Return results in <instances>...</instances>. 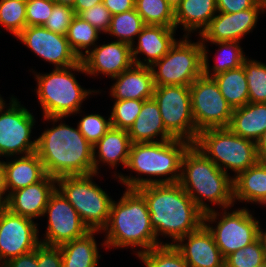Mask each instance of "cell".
Here are the masks:
<instances>
[{
  "label": "cell",
  "mask_w": 266,
  "mask_h": 267,
  "mask_svg": "<svg viewBox=\"0 0 266 267\" xmlns=\"http://www.w3.org/2000/svg\"><path fill=\"white\" fill-rule=\"evenodd\" d=\"M145 199L150 222L157 240L170 237L174 245L179 239L203 224L204 213L179 183L151 184L136 189Z\"/></svg>",
  "instance_id": "6da1fadb"
},
{
  "label": "cell",
  "mask_w": 266,
  "mask_h": 267,
  "mask_svg": "<svg viewBox=\"0 0 266 267\" xmlns=\"http://www.w3.org/2000/svg\"><path fill=\"white\" fill-rule=\"evenodd\" d=\"M53 122L37 139L36 153L43 163L47 175L63 176L88 175L94 173L93 146L79 131L65 122L54 124L63 117H43Z\"/></svg>",
  "instance_id": "7a4b0ae2"
},
{
  "label": "cell",
  "mask_w": 266,
  "mask_h": 267,
  "mask_svg": "<svg viewBox=\"0 0 266 267\" xmlns=\"http://www.w3.org/2000/svg\"><path fill=\"white\" fill-rule=\"evenodd\" d=\"M104 232L107 234L102 247L140 248L134 251L135 255L160 245H168V242L157 240L147 203L136 189H126L118 202L113 200Z\"/></svg>",
  "instance_id": "3957f363"
},
{
  "label": "cell",
  "mask_w": 266,
  "mask_h": 267,
  "mask_svg": "<svg viewBox=\"0 0 266 267\" xmlns=\"http://www.w3.org/2000/svg\"><path fill=\"white\" fill-rule=\"evenodd\" d=\"M190 145L189 141L177 138L168 141L132 143L126 168L138 173L137 177L121 173L114 176L119 179L118 182L125 185L126 189H137L151 184L179 183L182 157ZM142 174L147 178H143ZM150 176H160V178L152 179Z\"/></svg>",
  "instance_id": "277c9868"
},
{
  "label": "cell",
  "mask_w": 266,
  "mask_h": 267,
  "mask_svg": "<svg viewBox=\"0 0 266 267\" xmlns=\"http://www.w3.org/2000/svg\"><path fill=\"white\" fill-rule=\"evenodd\" d=\"M179 184L204 214L213 210L205 199L221 209L235 204L233 178L193 144L183 154Z\"/></svg>",
  "instance_id": "5b68a950"
},
{
  "label": "cell",
  "mask_w": 266,
  "mask_h": 267,
  "mask_svg": "<svg viewBox=\"0 0 266 267\" xmlns=\"http://www.w3.org/2000/svg\"><path fill=\"white\" fill-rule=\"evenodd\" d=\"M72 71L86 75L84 65L80 61L76 65L65 68H54L51 73L34 72L37 80L36 94L43 110V117H70L80 114L81 105L89 95L101 93L85 89Z\"/></svg>",
  "instance_id": "8992f818"
},
{
  "label": "cell",
  "mask_w": 266,
  "mask_h": 267,
  "mask_svg": "<svg viewBox=\"0 0 266 267\" xmlns=\"http://www.w3.org/2000/svg\"><path fill=\"white\" fill-rule=\"evenodd\" d=\"M193 145L219 169L236 177L240 172L256 164V143L234 134L228 127L206 129L198 133Z\"/></svg>",
  "instance_id": "52a82bcc"
},
{
  "label": "cell",
  "mask_w": 266,
  "mask_h": 267,
  "mask_svg": "<svg viewBox=\"0 0 266 267\" xmlns=\"http://www.w3.org/2000/svg\"><path fill=\"white\" fill-rule=\"evenodd\" d=\"M99 174L63 176L56 179V189L69 201L90 231L106 227L113 199L93 181Z\"/></svg>",
  "instance_id": "ba28073f"
},
{
  "label": "cell",
  "mask_w": 266,
  "mask_h": 267,
  "mask_svg": "<svg viewBox=\"0 0 266 267\" xmlns=\"http://www.w3.org/2000/svg\"><path fill=\"white\" fill-rule=\"evenodd\" d=\"M190 36L177 40L169 52L150 68L155 86H190L203 74V48L199 38L193 42Z\"/></svg>",
  "instance_id": "9c48e42d"
},
{
  "label": "cell",
  "mask_w": 266,
  "mask_h": 267,
  "mask_svg": "<svg viewBox=\"0 0 266 267\" xmlns=\"http://www.w3.org/2000/svg\"><path fill=\"white\" fill-rule=\"evenodd\" d=\"M227 209L229 210L224 208L223 213L213 209L205 213L203 218V224L212 234L224 258L256 241L261 225L260 220L256 219L247 207L235 209L231 213ZM213 222H217L216 228L210 225Z\"/></svg>",
  "instance_id": "30bf717a"
},
{
  "label": "cell",
  "mask_w": 266,
  "mask_h": 267,
  "mask_svg": "<svg viewBox=\"0 0 266 267\" xmlns=\"http://www.w3.org/2000/svg\"><path fill=\"white\" fill-rule=\"evenodd\" d=\"M9 102V106L4 99L0 103V157L32 154L37 148V139L31 141L36 122L33 113L14 96Z\"/></svg>",
  "instance_id": "8fae6325"
},
{
  "label": "cell",
  "mask_w": 266,
  "mask_h": 267,
  "mask_svg": "<svg viewBox=\"0 0 266 267\" xmlns=\"http://www.w3.org/2000/svg\"><path fill=\"white\" fill-rule=\"evenodd\" d=\"M189 87L197 132L229 127L234 109L221 94L214 78L202 74Z\"/></svg>",
  "instance_id": "7c38bea8"
},
{
  "label": "cell",
  "mask_w": 266,
  "mask_h": 267,
  "mask_svg": "<svg viewBox=\"0 0 266 267\" xmlns=\"http://www.w3.org/2000/svg\"><path fill=\"white\" fill-rule=\"evenodd\" d=\"M153 98L158 103L166 130L177 139L193 144L198 132L191 110L189 86H155Z\"/></svg>",
  "instance_id": "4fadbf2b"
},
{
  "label": "cell",
  "mask_w": 266,
  "mask_h": 267,
  "mask_svg": "<svg viewBox=\"0 0 266 267\" xmlns=\"http://www.w3.org/2000/svg\"><path fill=\"white\" fill-rule=\"evenodd\" d=\"M43 216L48 218L44 239H40L45 245L60 246L90 231L78 212L57 189L50 195Z\"/></svg>",
  "instance_id": "5bb4252c"
},
{
  "label": "cell",
  "mask_w": 266,
  "mask_h": 267,
  "mask_svg": "<svg viewBox=\"0 0 266 267\" xmlns=\"http://www.w3.org/2000/svg\"><path fill=\"white\" fill-rule=\"evenodd\" d=\"M37 225L33 219L13 214L0 204V267L36 249L41 243Z\"/></svg>",
  "instance_id": "9a60e30c"
},
{
  "label": "cell",
  "mask_w": 266,
  "mask_h": 267,
  "mask_svg": "<svg viewBox=\"0 0 266 267\" xmlns=\"http://www.w3.org/2000/svg\"><path fill=\"white\" fill-rule=\"evenodd\" d=\"M16 38L37 56L54 64V68L69 67L81 61L66 36L49 31L44 26H26Z\"/></svg>",
  "instance_id": "2e32d148"
},
{
  "label": "cell",
  "mask_w": 266,
  "mask_h": 267,
  "mask_svg": "<svg viewBox=\"0 0 266 267\" xmlns=\"http://www.w3.org/2000/svg\"><path fill=\"white\" fill-rule=\"evenodd\" d=\"M266 10V0H260L253 8L235 12H218L209 26L199 36L201 43L238 41L256 28L258 16Z\"/></svg>",
  "instance_id": "e0dca14e"
},
{
  "label": "cell",
  "mask_w": 266,
  "mask_h": 267,
  "mask_svg": "<svg viewBox=\"0 0 266 267\" xmlns=\"http://www.w3.org/2000/svg\"><path fill=\"white\" fill-rule=\"evenodd\" d=\"M85 72L90 76L103 74L111 78L129 69L134 63L131 46L119 41H112L93 49L81 58Z\"/></svg>",
  "instance_id": "ac0fdd59"
},
{
  "label": "cell",
  "mask_w": 266,
  "mask_h": 267,
  "mask_svg": "<svg viewBox=\"0 0 266 267\" xmlns=\"http://www.w3.org/2000/svg\"><path fill=\"white\" fill-rule=\"evenodd\" d=\"M174 246L190 267H224L225 258L204 224L179 239Z\"/></svg>",
  "instance_id": "d6986e66"
},
{
  "label": "cell",
  "mask_w": 266,
  "mask_h": 267,
  "mask_svg": "<svg viewBox=\"0 0 266 267\" xmlns=\"http://www.w3.org/2000/svg\"><path fill=\"white\" fill-rule=\"evenodd\" d=\"M56 189V178L46 175L41 181L11 192L2 204L11 213L37 219L43 217L50 195Z\"/></svg>",
  "instance_id": "ffe728a7"
},
{
  "label": "cell",
  "mask_w": 266,
  "mask_h": 267,
  "mask_svg": "<svg viewBox=\"0 0 266 267\" xmlns=\"http://www.w3.org/2000/svg\"><path fill=\"white\" fill-rule=\"evenodd\" d=\"M175 27L145 25L137 35L136 46H131L132 59L135 65L151 67L169 52L177 41ZM138 38V39H137ZM145 55L144 61L138 55Z\"/></svg>",
  "instance_id": "44dd1931"
},
{
  "label": "cell",
  "mask_w": 266,
  "mask_h": 267,
  "mask_svg": "<svg viewBox=\"0 0 266 267\" xmlns=\"http://www.w3.org/2000/svg\"><path fill=\"white\" fill-rule=\"evenodd\" d=\"M110 96L114 100H148L153 98L155 84L153 73L148 66L133 64L129 69L112 78Z\"/></svg>",
  "instance_id": "7402d4cb"
},
{
  "label": "cell",
  "mask_w": 266,
  "mask_h": 267,
  "mask_svg": "<svg viewBox=\"0 0 266 267\" xmlns=\"http://www.w3.org/2000/svg\"><path fill=\"white\" fill-rule=\"evenodd\" d=\"M131 140L126 130L111 127L105 135L93 146L94 173L98 174L99 164L109 165L110 168L122 164L127 167ZM98 150V152H96Z\"/></svg>",
  "instance_id": "603a6c76"
},
{
  "label": "cell",
  "mask_w": 266,
  "mask_h": 267,
  "mask_svg": "<svg viewBox=\"0 0 266 267\" xmlns=\"http://www.w3.org/2000/svg\"><path fill=\"white\" fill-rule=\"evenodd\" d=\"M127 132L132 143L157 142L156 140L159 142L174 139L164 127L158 103L154 98L143 101L139 115ZM158 136L160 140L157 138Z\"/></svg>",
  "instance_id": "cb8c5ba5"
},
{
  "label": "cell",
  "mask_w": 266,
  "mask_h": 267,
  "mask_svg": "<svg viewBox=\"0 0 266 267\" xmlns=\"http://www.w3.org/2000/svg\"><path fill=\"white\" fill-rule=\"evenodd\" d=\"M4 164L7 197L11 192L35 184L47 175L36 152L15 156V158H11V161L9 159L4 161Z\"/></svg>",
  "instance_id": "d4e9b609"
},
{
  "label": "cell",
  "mask_w": 266,
  "mask_h": 267,
  "mask_svg": "<svg viewBox=\"0 0 266 267\" xmlns=\"http://www.w3.org/2000/svg\"><path fill=\"white\" fill-rule=\"evenodd\" d=\"M174 13L176 30L182 25L184 36H190L195 31L200 36L218 11L216 0H183Z\"/></svg>",
  "instance_id": "484cf974"
},
{
  "label": "cell",
  "mask_w": 266,
  "mask_h": 267,
  "mask_svg": "<svg viewBox=\"0 0 266 267\" xmlns=\"http://www.w3.org/2000/svg\"><path fill=\"white\" fill-rule=\"evenodd\" d=\"M257 203L266 202V160L258 161L233 178V201Z\"/></svg>",
  "instance_id": "4316f807"
},
{
  "label": "cell",
  "mask_w": 266,
  "mask_h": 267,
  "mask_svg": "<svg viewBox=\"0 0 266 267\" xmlns=\"http://www.w3.org/2000/svg\"><path fill=\"white\" fill-rule=\"evenodd\" d=\"M234 134L257 142L266 130V103H247L233 110L228 127Z\"/></svg>",
  "instance_id": "83f0119b"
},
{
  "label": "cell",
  "mask_w": 266,
  "mask_h": 267,
  "mask_svg": "<svg viewBox=\"0 0 266 267\" xmlns=\"http://www.w3.org/2000/svg\"><path fill=\"white\" fill-rule=\"evenodd\" d=\"M96 233L100 231H89L81 238L60 245L62 267H97L101 255L94 237Z\"/></svg>",
  "instance_id": "f1b7e54d"
},
{
  "label": "cell",
  "mask_w": 266,
  "mask_h": 267,
  "mask_svg": "<svg viewBox=\"0 0 266 267\" xmlns=\"http://www.w3.org/2000/svg\"><path fill=\"white\" fill-rule=\"evenodd\" d=\"M216 46H219L217 51L216 60L217 64L212 66L210 69L208 60V49L206 50L207 43H202L203 48V74L207 77H213L219 73L228 71L230 69H236L243 65L244 60L247 58L243 52V48L240 46L238 41H224V42H213ZM218 59V60H217ZM212 72V73H211Z\"/></svg>",
  "instance_id": "f546056e"
},
{
  "label": "cell",
  "mask_w": 266,
  "mask_h": 267,
  "mask_svg": "<svg viewBox=\"0 0 266 267\" xmlns=\"http://www.w3.org/2000/svg\"><path fill=\"white\" fill-rule=\"evenodd\" d=\"M220 92L233 109L249 102L248 85L243 65L213 76Z\"/></svg>",
  "instance_id": "4dcf8cb0"
},
{
  "label": "cell",
  "mask_w": 266,
  "mask_h": 267,
  "mask_svg": "<svg viewBox=\"0 0 266 267\" xmlns=\"http://www.w3.org/2000/svg\"><path fill=\"white\" fill-rule=\"evenodd\" d=\"M145 23L136 9H131L112 16L110 27L106 34L117 37L116 41L135 45V38L142 31Z\"/></svg>",
  "instance_id": "1f68e13d"
},
{
  "label": "cell",
  "mask_w": 266,
  "mask_h": 267,
  "mask_svg": "<svg viewBox=\"0 0 266 267\" xmlns=\"http://www.w3.org/2000/svg\"><path fill=\"white\" fill-rule=\"evenodd\" d=\"M100 34L101 32L89 22L76 15L69 26L66 37L72 50L81 59L89 52V49L94 48Z\"/></svg>",
  "instance_id": "d6a6232c"
},
{
  "label": "cell",
  "mask_w": 266,
  "mask_h": 267,
  "mask_svg": "<svg viewBox=\"0 0 266 267\" xmlns=\"http://www.w3.org/2000/svg\"><path fill=\"white\" fill-rule=\"evenodd\" d=\"M135 9L145 25L175 27V13L165 0H135Z\"/></svg>",
  "instance_id": "836d02e7"
},
{
  "label": "cell",
  "mask_w": 266,
  "mask_h": 267,
  "mask_svg": "<svg viewBox=\"0 0 266 267\" xmlns=\"http://www.w3.org/2000/svg\"><path fill=\"white\" fill-rule=\"evenodd\" d=\"M243 67L247 79L249 103H266V64L246 58Z\"/></svg>",
  "instance_id": "e575fe53"
},
{
  "label": "cell",
  "mask_w": 266,
  "mask_h": 267,
  "mask_svg": "<svg viewBox=\"0 0 266 267\" xmlns=\"http://www.w3.org/2000/svg\"><path fill=\"white\" fill-rule=\"evenodd\" d=\"M0 25L17 37L27 26L26 0H0Z\"/></svg>",
  "instance_id": "d590c367"
},
{
  "label": "cell",
  "mask_w": 266,
  "mask_h": 267,
  "mask_svg": "<svg viewBox=\"0 0 266 267\" xmlns=\"http://www.w3.org/2000/svg\"><path fill=\"white\" fill-rule=\"evenodd\" d=\"M137 257L145 267H190L174 245H160Z\"/></svg>",
  "instance_id": "8d00e7d4"
},
{
  "label": "cell",
  "mask_w": 266,
  "mask_h": 267,
  "mask_svg": "<svg viewBox=\"0 0 266 267\" xmlns=\"http://www.w3.org/2000/svg\"><path fill=\"white\" fill-rule=\"evenodd\" d=\"M144 100H115L111 111V125L128 131L139 115Z\"/></svg>",
  "instance_id": "74e56055"
},
{
  "label": "cell",
  "mask_w": 266,
  "mask_h": 267,
  "mask_svg": "<svg viewBox=\"0 0 266 267\" xmlns=\"http://www.w3.org/2000/svg\"><path fill=\"white\" fill-rule=\"evenodd\" d=\"M265 260L263 245L258 238L250 245L226 256L224 267H256Z\"/></svg>",
  "instance_id": "f35d334b"
},
{
  "label": "cell",
  "mask_w": 266,
  "mask_h": 267,
  "mask_svg": "<svg viewBox=\"0 0 266 267\" xmlns=\"http://www.w3.org/2000/svg\"><path fill=\"white\" fill-rule=\"evenodd\" d=\"M100 114H87L77 123V127L86 140L94 146L112 127L111 117L106 119Z\"/></svg>",
  "instance_id": "ab89813d"
},
{
  "label": "cell",
  "mask_w": 266,
  "mask_h": 267,
  "mask_svg": "<svg viewBox=\"0 0 266 267\" xmlns=\"http://www.w3.org/2000/svg\"><path fill=\"white\" fill-rule=\"evenodd\" d=\"M75 16L76 14L72 7L55 4L44 27L49 31L66 36Z\"/></svg>",
  "instance_id": "60d3db41"
},
{
  "label": "cell",
  "mask_w": 266,
  "mask_h": 267,
  "mask_svg": "<svg viewBox=\"0 0 266 267\" xmlns=\"http://www.w3.org/2000/svg\"><path fill=\"white\" fill-rule=\"evenodd\" d=\"M54 5L52 0H26L27 26H44Z\"/></svg>",
  "instance_id": "b9f144b4"
},
{
  "label": "cell",
  "mask_w": 266,
  "mask_h": 267,
  "mask_svg": "<svg viewBox=\"0 0 266 267\" xmlns=\"http://www.w3.org/2000/svg\"><path fill=\"white\" fill-rule=\"evenodd\" d=\"M77 16L82 20L89 22L93 27L99 30L102 34H106L110 27L112 14L104 6L103 2L98 3L88 10L81 11Z\"/></svg>",
  "instance_id": "7bdbcfd3"
},
{
  "label": "cell",
  "mask_w": 266,
  "mask_h": 267,
  "mask_svg": "<svg viewBox=\"0 0 266 267\" xmlns=\"http://www.w3.org/2000/svg\"><path fill=\"white\" fill-rule=\"evenodd\" d=\"M38 267H62V255L59 246L38 245Z\"/></svg>",
  "instance_id": "ee69618b"
},
{
  "label": "cell",
  "mask_w": 266,
  "mask_h": 267,
  "mask_svg": "<svg viewBox=\"0 0 266 267\" xmlns=\"http://www.w3.org/2000/svg\"><path fill=\"white\" fill-rule=\"evenodd\" d=\"M260 0H216L217 11L235 13L253 8Z\"/></svg>",
  "instance_id": "f6af8a7d"
},
{
  "label": "cell",
  "mask_w": 266,
  "mask_h": 267,
  "mask_svg": "<svg viewBox=\"0 0 266 267\" xmlns=\"http://www.w3.org/2000/svg\"><path fill=\"white\" fill-rule=\"evenodd\" d=\"M1 267H38V246L29 253L8 260Z\"/></svg>",
  "instance_id": "bcb514c9"
},
{
  "label": "cell",
  "mask_w": 266,
  "mask_h": 267,
  "mask_svg": "<svg viewBox=\"0 0 266 267\" xmlns=\"http://www.w3.org/2000/svg\"><path fill=\"white\" fill-rule=\"evenodd\" d=\"M103 4L112 16L135 9V0H103Z\"/></svg>",
  "instance_id": "7dc6e473"
},
{
  "label": "cell",
  "mask_w": 266,
  "mask_h": 267,
  "mask_svg": "<svg viewBox=\"0 0 266 267\" xmlns=\"http://www.w3.org/2000/svg\"><path fill=\"white\" fill-rule=\"evenodd\" d=\"M101 2L103 0H76L73 9L75 14L78 15L81 11L88 10Z\"/></svg>",
  "instance_id": "c3c4849f"
},
{
  "label": "cell",
  "mask_w": 266,
  "mask_h": 267,
  "mask_svg": "<svg viewBox=\"0 0 266 267\" xmlns=\"http://www.w3.org/2000/svg\"><path fill=\"white\" fill-rule=\"evenodd\" d=\"M5 195V196H3ZM7 199V189L5 184V164L0 160V204H3Z\"/></svg>",
  "instance_id": "681fc988"
},
{
  "label": "cell",
  "mask_w": 266,
  "mask_h": 267,
  "mask_svg": "<svg viewBox=\"0 0 266 267\" xmlns=\"http://www.w3.org/2000/svg\"><path fill=\"white\" fill-rule=\"evenodd\" d=\"M256 148L259 161L266 160V130L256 142Z\"/></svg>",
  "instance_id": "f907efd6"
},
{
  "label": "cell",
  "mask_w": 266,
  "mask_h": 267,
  "mask_svg": "<svg viewBox=\"0 0 266 267\" xmlns=\"http://www.w3.org/2000/svg\"><path fill=\"white\" fill-rule=\"evenodd\" d=\"M262 226H259V239L263 245V250L266 258V230L261 228Z\"/></svg>",
  "instance_id": "816d5d0a"
},
{
  "label": "cell",
  "mask_w": 266,
  "mask_h": 267,
  "mask_svg": "<svg viewBox=\"0 0 266 267\" xmlns=\"http://www.w3.org/2000/svg\"><path fill=\"white\" fill-rule=\"evenodd\" d=\"M55 4L72 7L76 0H52Z\"/></svg>",
  "instance_id": "f5cc1de1"
},
{
  "label": "cell",
  "mask_w": 266,
  "mask_h": 267,
  "mask_svg": "<svg viewBox=\"0 0 266 267\" xmlns=\"http://www.w3.org/2000/svg\"><path fill=\"white\" fill-rule=\"evenodd\" d=\"M175 11L183 0H165Z\"/></svg>",
  "instance_id": "db71d44e"
},
{
  "label": "cell",
  "mask_w": 266,
  "mask_h": 267,
  "mask_svg": "<svg viewBox=\"0 0 266 267\" xmlns=\"http://www.w3.org/2000/svg\"><path fill=\"white\" fill-rule=\"evenodd\" d=\"M256 267H266V260L262 262L261 264L257 265Z\"/></svg>",
  "instance_id": "11a10c76"
},
{
  "label": "cell",
  "mask_w": 266,
  "mask_h": 267,
  "mask_svg": "<svg viewBox=\"0 0 266 267\" xmlns=\"http://www.w3.org/2000/svg\"><path fill=\"white\" fill-rule=\"evenodd\" d=\"M2 100H3V97L0 95V103L2 102Z\"/></svg>",
  "instance_id": "9f6ffc18"
}]
</instances>
